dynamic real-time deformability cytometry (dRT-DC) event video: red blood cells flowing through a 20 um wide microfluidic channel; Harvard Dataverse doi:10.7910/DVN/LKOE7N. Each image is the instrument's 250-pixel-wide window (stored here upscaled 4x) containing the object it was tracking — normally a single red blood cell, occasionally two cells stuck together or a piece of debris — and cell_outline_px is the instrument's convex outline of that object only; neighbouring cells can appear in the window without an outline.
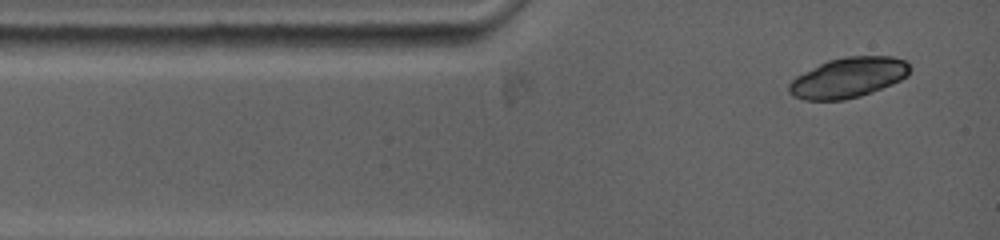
{"species": "common noctule bat (a hibernating species)", "species_latin": "Nyctalus noctula", "temperature_condition": "warm", "stored_images_in_passage": 3, "camera_frame_rate_fps": 5000, "um_per_image_px": 0.085, "animal": {"sex": "female", "body_mass_g": 19.0, "forearm_length_mm": 53.3}, "frame": {"image": 1, "passage_image": 1, "time_ms": 0.0, "image_size_px": [1000, 240], "cell_outline_px": [[912, 68], [908, 76], [892, 84], [872, 92], [860, 96], [844, 100], [804, 100], [792, 96], [788, 92], [788, 84], [796, 76], [828, 60], [848, 56], [892, 56], [904, 60]], "centroid_in_image_um": [72.11, 6.6], "position_along_channel_um": 12.9, "area_um2": 28.38}}